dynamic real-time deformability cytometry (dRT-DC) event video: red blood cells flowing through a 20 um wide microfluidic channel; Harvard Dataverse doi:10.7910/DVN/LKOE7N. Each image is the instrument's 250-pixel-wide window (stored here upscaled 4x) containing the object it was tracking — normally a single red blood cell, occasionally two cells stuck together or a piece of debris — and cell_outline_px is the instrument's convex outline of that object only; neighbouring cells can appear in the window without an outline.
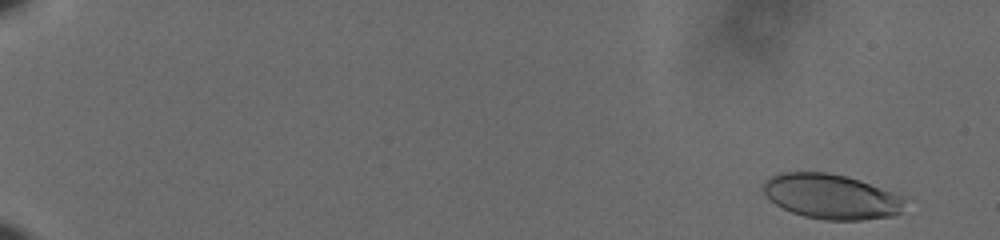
{"species": "human", "species_latin": "Homo sapiens", "temperature_condition": "cold", "stored_images_in_passage": 57, "camera_frame_rate_fps": 3000, "um_per_image_px": 0.085, "donor": {"sex": "male"}, "frame": {"image": 1, "passage_image": 1, "time_ms": 0.0, "image_size_px": [1000, 240], "cell_outline_px": [[904, 200], [900, 212], [892, 216], [860, 220], [824, 220], [804, 216], [792, 212], [776, 204], [764, 192], [764, 184], [772, 176], [784, 172], [828, 172], [848, 176], [860, 180], [904, 196]], "centroid_in_image_um": [70.69, 16.7], "position_along_channel_um": 14.3, "area_um2": 36.7}}
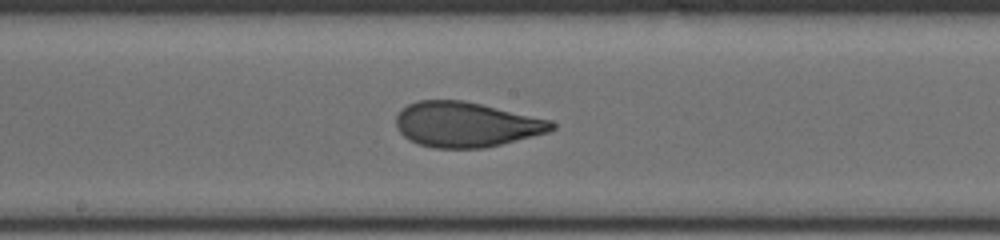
{"frame": {"image": 2, "passage_image": 33, "time_ms": 10.667, "image_size_px": [1000, 240], "cell_outline_px": [[556, 128], [548, 132], [484, 148], [432, 148], [420, 144], [404, 136], [396, 128], [396, 116], [408, 104], [416, 100], [464, 100], [552, 120], [556, 124]], "centroid_in_image_um": [39.63, 10.57], "position_along_channel_um": 208.6, "area_um2": 40.75}}
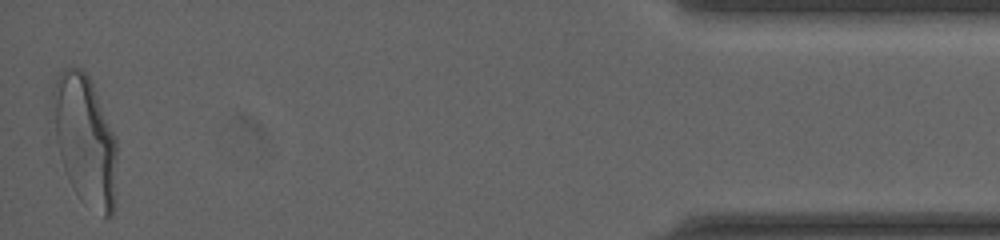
{"frame": {"image": 3, "passage_image": 57, "time_ms": 18.667, "image_size_px": [1000, 240], "cell_outline_px": [[116, 208], [112, 216], [104, 216], [84, 204], [80, 200], [72, 188], [64, 168], [48, 120], [52, 88], [56, 76], [64, 68], [80, 68], [88, 76], [92, 84], [116, 140]], "centroid_in_image_um": [7.16, 11.92], "position_along_channel_um": 428.0, "area_um2": 49.65}, "authors_computed_cell_mechanics": {"area_um2": 40.5178, "velocity_mm_per_s": 3.607, "shape_relaxation_time_tau1_ms": 6.4332, "shape_relaxation_time_tau2_ms": 0.8694, "deformation_change_tau1": 0.2039, "deformation_change_tau2": 0.0742}}